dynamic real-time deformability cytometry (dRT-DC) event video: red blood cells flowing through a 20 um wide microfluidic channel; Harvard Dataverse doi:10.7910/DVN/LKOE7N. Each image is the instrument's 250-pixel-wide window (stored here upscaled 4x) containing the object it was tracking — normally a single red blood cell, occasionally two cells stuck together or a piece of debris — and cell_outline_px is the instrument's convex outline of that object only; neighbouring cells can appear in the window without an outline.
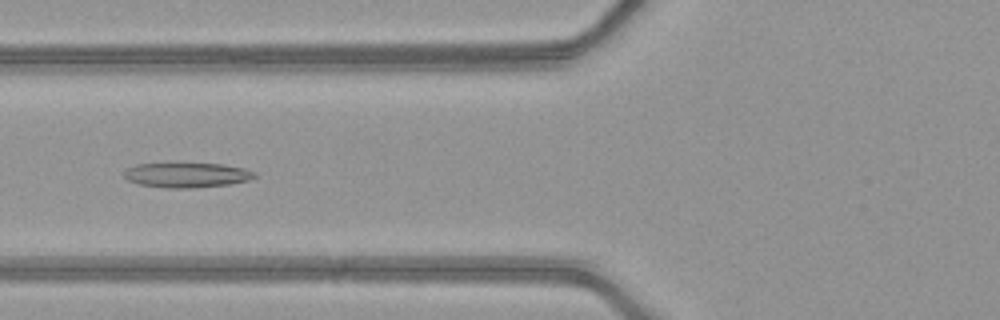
{"species": "common noctule bat (a hibernating species)", "species_latin": "Nyctalus noctula", "temperature_condition": "warm", "stored_images_in_passage": 48, "camera_frame_rate_fps": 3000, "um_per_image_px": 0.085, "animal": {"sex": "female", "body_mass_g": 21.9}, "frame": {"image": 1, "passage_image": 19, "time_ms": 6.0, "image_size_px": [1000, 320], "cell_outline_px": [[256, 176], [248, 180], [228, 184], [192, 188], [164, 188], [140, 184], [128, 180], [124, 176], [124, 168], [136, 164], [224, 164], [244, 168], [256, 172]], "centroid_in_image_um": [15.86, 14.88], "position_along_channel_um": 109.9, "area_um2": 18.79}}
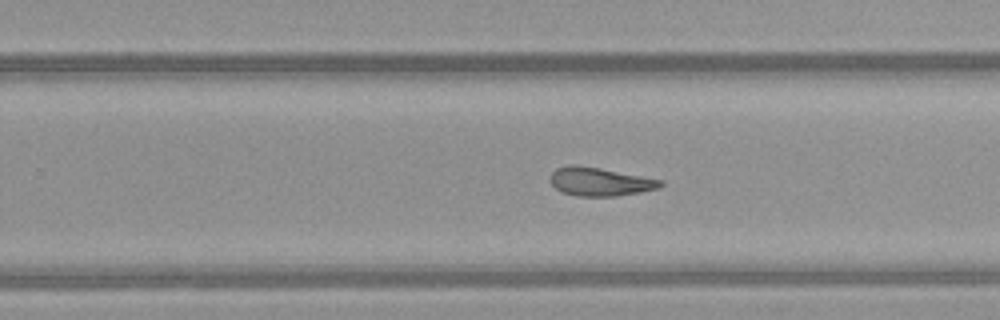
{"frame": {"image": 2, "passage_image": 31, "time_ms": 10.0, "image_size_px": [1000, 320], "cell_outline_px": [[664, 184], [660, 188], [640, 192], [616, 196], [576, 196], [560, 192], [552, 184], [552, 172], [556, 168], [568, 164], [572, 164], [600, 168], [664, 180]], "centroid_in_image_um": [51.02, 15.44], "position_along_channel_um": 278.8, "area_um2": 18.32}}
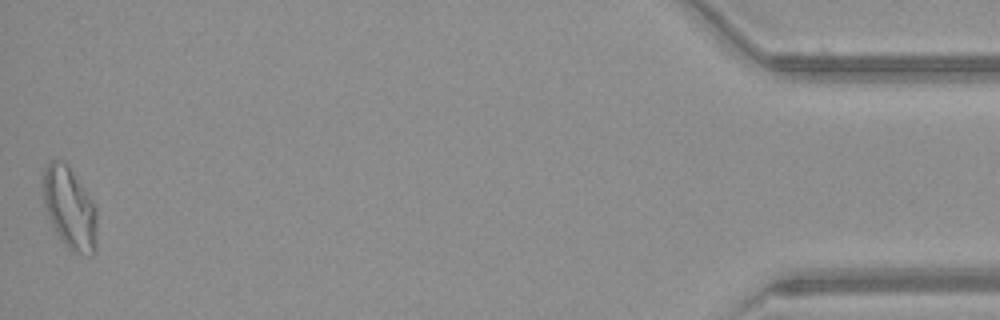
{"frame": {"image": 3, "passage_image": 48, "time_ms": 15.667, "image_size_px": [1000, 320], "cell_outline_px": [[96, 252], [92, 256], [88, 256], [72, 252], [60, 240], [48, 220], [44, 204], [44, 168], [52, 160], [64, 160], [68, 164], [92, 200], [96, 208]], "centroid_in_image_um": [5.93, 17.74], "position_along_channel_um": 429.3, "area_um2": 26.01}, "authors_computed_cell_mechanics": {"area_um2": 20.9525, "velocity_mm_per_s": 4.2194, "shape_relaxation_time_tau1_ms": null, "shape_relaxation_time_tau2_ms": 3.5565, "deformation_change_tau1": null, "deformation_change_tau2": 0.1111}}